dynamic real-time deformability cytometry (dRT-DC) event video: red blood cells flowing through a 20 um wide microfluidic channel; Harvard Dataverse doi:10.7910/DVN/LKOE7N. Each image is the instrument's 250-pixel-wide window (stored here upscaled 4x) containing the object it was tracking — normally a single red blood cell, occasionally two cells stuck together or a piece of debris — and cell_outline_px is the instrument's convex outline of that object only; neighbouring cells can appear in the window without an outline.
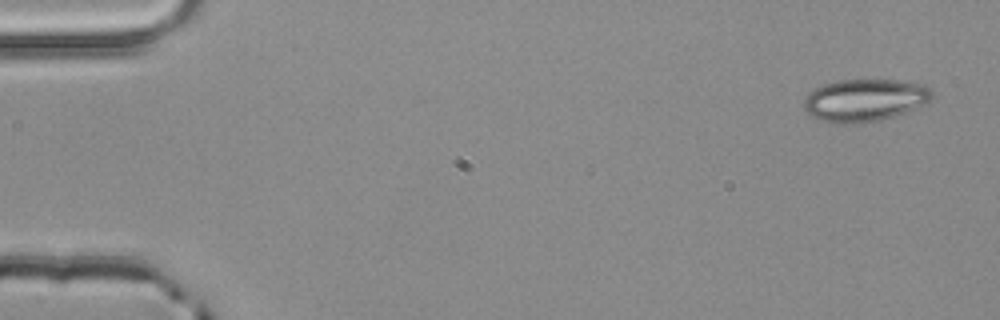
{"species": "common noctule bat (a hibernating species)", "species_latin": "Nyctalus noctula", "temperature_condition": "room temperature", "stored_images_in_passage": 3, "camera_frame_rate_fps": 3000, "um_per_image_px": 0.085, "animal": {"sex": "male", "body_mass_g": 20.4}, "frame": {"image": 1, "passage_image": 1, "time_ms": 0.0, "image_size_px": [1000, 320], "cell_outline_px": [[932, 100], [924, 104], [904, 112], [892, 116], [876, 120], [844, 124], [820, 120], [812, 116], [804, 108], [804, 100], [816, 88], [824, 84], [836, 80], [896, 80], [924, 84], [932, 92]], "centroid_in_image_um": [73.51, 8.5], "position_along_channel_um": 11.5, "area_um2": 31.1}}